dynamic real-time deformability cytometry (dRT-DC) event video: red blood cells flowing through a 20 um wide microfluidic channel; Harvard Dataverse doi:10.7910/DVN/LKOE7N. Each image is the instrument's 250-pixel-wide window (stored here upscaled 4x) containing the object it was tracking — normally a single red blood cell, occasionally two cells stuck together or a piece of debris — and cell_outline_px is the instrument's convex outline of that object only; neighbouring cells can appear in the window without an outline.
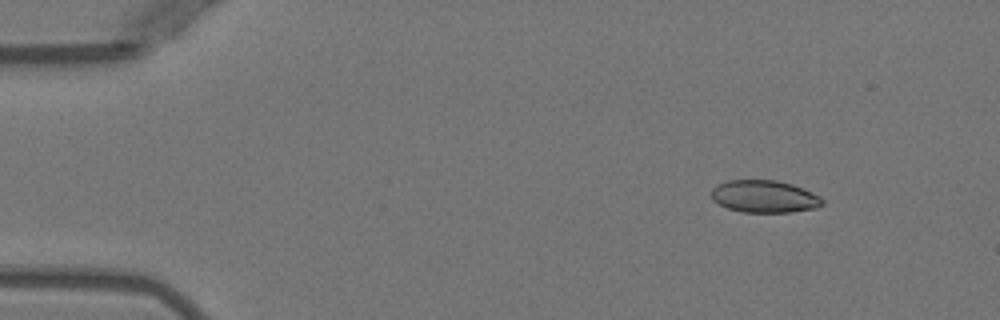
{"species": "Egyptian fruit bat (a non-hibernating species)", "species_latin": "Rousettus aegyptiacus", "temperature_condition": "warm", "stored_images_in_passage": 3, "camera_frame_rate_fps": 3000, "um_per_image_px": 0.085, "animal": {"sex": "female"}, "frame": {"image": 1, "passage_image": 1, "time_ms": 0.0, "image_size_px": [1000, 320], "cell_outline_px": [[824, 204], [816, 208], [792, 212], [740, 212], [728, 208], [712, 200], [712, 188], [716, 184], [728, 180], [776, 180], [792, 184], [812, 192], [820, 196], [824, 200]], "centroid_in_image_um": [64.98, 16.7], "position_along_channel_um": 20.0, "area_um2": 21.04}}
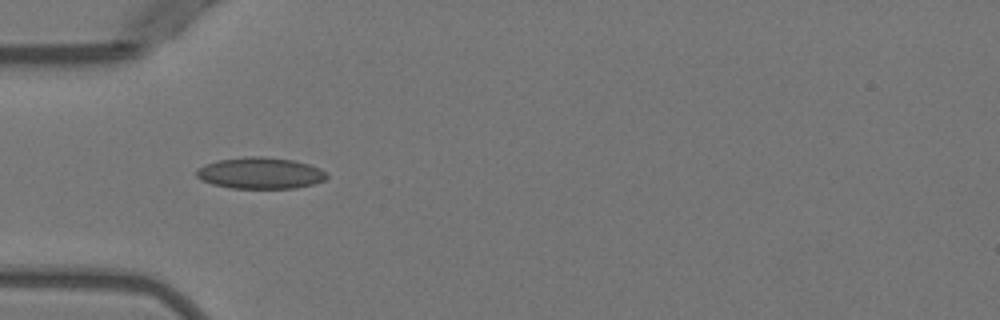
{"frame": {"image": 2, "passage_image": 3, "time_ms": 3.333, "image_size_px": [1000, 320], "cell_outline_px": [[328, 176], [324, 180], [312, 184], [292, 188], [232, 188], [212, 184], [200, 180], [196, 176], [196, 168], [204, 164], [220, 160], [244, 156], [264, 156], [292, 160], [308, 164], [320, 168]], "centroid_in_image_um": [22.07, 14.7], "position_along_channel_um": 62.9, "area_um2": 23.81}}